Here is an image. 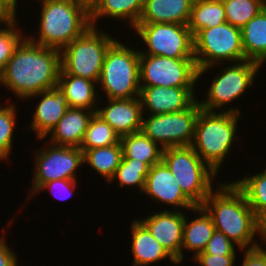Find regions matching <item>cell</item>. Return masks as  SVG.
Masks as SVG:
<instances>
[{
	"label": "cell",
	"mask_w": 266,
	"mask_h": 266,
	"mask_svg": "<svg viewBox=\"0 0 266 266\" xmlns=\"http://www.w3.org/2000/svg\"><path fill=\"white\" fill-rule=\"evenodd\" d=\"M191 211L196 212L199 216L189 222L187 221V216L185 217L181 248V262L184 260L183 251L185 249L192 251L194 255L193 257L200 252H203L208 241L212 238L213 233L216 230L211 216L202 206H196Z\"/></svg>",
	"instance_id": "cell-22"
},
{
	"label": "cell",
	"mask_w": 266,
	"mask_h": 266,
	"mask_svg": "<svg viewBox=\"0 0 266 266\" xmlns=\"http://www.w3.org/2000/svg\"><path fill=\"white\" fill-rule=\"evenodd\" d=\"M242 47L245 60L259 63L266 62V11L250 19L241 29Z\"/></svg>",
	"instance_id": "cell-24"
},
{
	"label": "cell",
	"mask_w": 266,
	"mask_h": 266,
	"mask_svg": "<svg viewBox=\"0 0 266 266\" xmlns=\"http://www.w3.org/2000/svg\"><path fill=\"white\" fill-rule=\"evenodd\" d=\"M260 235L264 243H266V215L260 220Z\"/></svg>",
	"instance_id": "cell-41"
},
{
	"label": "cell",
	"mask_w": 266,
	"mask_h": 266,
	"mask_svg": "<svg viewBox=\"0 0 266 266\" xmlns=\"http://www.w3.org/2000/svg\"><path fill=\"white\" fill-rule=\"evenodd\" d=\"M227 22L222 0H194L187 24L193 37L204 28Z\"/></svg>",
	"instance_id": "cell-28"
},
{
	"label": "cell",
	"mask_w": 266,
	"mask_h": 266,
	"mask_svg": "<svg viewBox=\"0 0 266 266\" xmlns=\"http://www.w3.org/2000/svg\"><path fill=\"white\" fill-rule=\"evenodd\" d=\"M120 142L119 135L98 114L90 119L81 142V149L108 147Z\"/></svg>",
	"instance_id": "cell-31"
},
{
	"label": "cell",
	"mask_w": 266,
	"mask_h": 266,
	"mask_svg": "<svg viewBox=\"0 0 266 266\" xmlns=\"http://www.w3.org/2000/svg\"><path fill=\"white\" fill-rule=\"evenodd\" d=\"M42 97L40 102L36 104L29 129L36 133L37 138L42 140L50 130L58 123L69 108L66 94L59 86L32 95L33 97ZM32 97V98H31Z\"/></svg>",
	"instance_id": "cell-18"
},
{
	"label": "cell",
	"mask_w": 266,
	"mask_h": 266,
	"mask_svg": "<svg viewBox=\"0 0 266 266\" xmlns=\"http://www.w3.org/2000/svg\"><path fill=\"white\" fill-rule=\"evenodd\" d=\"M237 255H211L204 251L197 254L193 259L200 266H234Z\"/></svg>",
	"instance_id": "cell-37"
},
{
	"label": "cell",
	"mask_w": 266,
	"mask_h": 266,
	"mask_svg": "<svg viewBox=\"0 0 266 266\" xmlns=\"http://www.w3.org/2000/svg\"><path fill=\"white\" fill-rule=\"evenodd\" d=\"M150 167L136 159H122L111 181H119L120 187H137L141 192L144 189Z\"/></svg>",
	"instance_id": "cell-33"
},
{
	"label": "cell",
	"mask_w": 266,
	"mask_h": 266,
	"mask_svg": "<svg viewBox=\"0 0 266 266\" xmlns=\"http://www.w3.org/2000/svg\"><path fill=\"white\" fill-rule=\"evenodd\" d=\"M223 67V70L214 76L206 94L207 99L199 102L204 110L217 111L239 99L253 85L261 65L251 60H243L235 62L233 66Z\"/></svg>",
	"instance_id": "cell-12"
},
{
	"label": "cell",
	"mask_w": 266,
	"mask_h": 266,
	"mask_svg": "<svg viewBox=\"0 0 266 266\" xmlns=\"http://www.w3.org/2000/svg\"><path fill=\"white\" fill-rule=\"evenodd\" d=\"M60 70L61 50L38 45L26 37L0 74V86L27 100L58 86Z\"/></svg>",
	"instance_id": "cell-1"
},
{
	"label": "cell",
	"mask_w": 266,
	"mask_h": 266,
	"mask_svg": "<svg viewBox=\"0 0 266 266\" xmlns=\"http://www.w3.org/2000/svg\"><path fill=\"white\" fill-rule=\"evenodd\" d=\"M50 146L39 148L35 155L33 184L29 193L31 198L49 181L77 180L75 170L84 164L83 151L80 147L57 146L51 143Z\"/></svg>",
	"instance_id": "cell-13"
},
{
	"label": "cell",
	"mask_w": 266,
	"mask_h": 266,
	"mask_svg": "<svg viewBox=\"0 0 266 266\" xmlns=\"http://www.w3.org/2000/svg\"><path fill=\"white\" fill-rule=\"evenodd\" d=\"M214 192L201 206L211 216L216 231L225 234L240 251L259 247L254 237L260 235V220L244 193L234 182L221 183Z\"/></svg>",
	"instance_id": "cell-2"
},
{
	"label": "cell",
	"mask_w": 266,
	"mask_h": 266,
	"mask_svg": "<svg viewBox=\"0 0 266 266\" xmlns=\"http://www.w3.org/2000/svg\"><path fill=\"white\" fill-rule=\"evenodd\" d=\"M234 244L225 234L215 230L204 252L211 255H236L237 245Z\"/></svg>",
	"instance_id": "cell-35"
},
{
	"label": "cell",
	"mask_w": 266,
	"mask_h": 266,
	"mask_svg": "<svg viewBox=\"0 0 266 266\" xmlns=\"http://www.w3.org/2000/svg\"><path fill=\"white\" fill-rule=\"evenodd\" d=\"M240 113L230 107L220 113L201 109L198 115L190 146L216 173L235 142Z\"/></svg>",
	"instance_id": "cell-4"
},
{
	"label": "cell",
	"mask_w": 266,
	"mask_h": 266,
	"mask_svg": "<svg viewBox=\"0 0 266 266\" xmlns=\"http://www.w3.org/2000/svg\"><path fill=\"white\" fill-rule=\"evenodd\" d=\"M133 266H146L154 262L169 259L173 264H179L166 249L152 236L148 229L135 219L131 224Z\"/></svg>",
	"instance_id": "cell-20"
},
{
	"label": "cell",
	"mask_w": 266,
	"mask_h": 266,
	"mask_svg": "<svg viewBox=\"0 0 266 266\" xmlns=\"http://www.w3.org/2000/svg\"><path fill=\"white\" fill-rule=\"evenodd\" d=\"M18 0H0V11L3 13H16Z\"/></svg>",
	"instance_id": "cell-40"
},
{
	"label": "cell",
	"mask_w": 266,
	"mask_h": 266,
	"mask_svg": "<svg viewBox=\"0 0 266 266\" xmlns=\"http://www.w3.org/2000/svg\"><path fill=\"white\" fill-rule=\"evenodd\" d=\"M107 100V106L97 108L96 114L107 122L119 137L141 131L144 112L140 97Z\"/></svg>",
	"instance_id": "cell-17"
},
{
	"label": "cell",
	"mask_w": 266,
	"mask_h": 266,
	"mask_svg": "<svg viewBox=\"0 0 266 266\" xmlns=\"http://www.w3.org/2000/svg\"><path fill=\"white\" fill-rule=\"evenodd\" d=\"M96 111L69 107L64 116L43 139L51 134L49 141L53 142V145L80 147L89 121Z\"/></svg>",
	"instance_id": "cell-19"
},
{
	"label": "cell",
	"mask_w": 266,
	"mask_h": 266,
	"mask_svg": "<svg viewBox=\"0 0 266 266\" xmlns=\"http://www.w3.org/2000/svg\"><path fill=\"white\" fill-rule=\"evenodd\" d=\"M263 9L266 11V0L263 1Z\"/></svg>",
	"instance_id": "cell-43"
},
{
	"label": "cell",
	"mask_w": 266,
	"mask_h": 266,
	"mask_svg": "<svg viewBox=\"0 0 266 266\" xmlns=\"http://www.w3.org/2000/svg\"><path fill=\"white\" fill-rule=\"evenodd\" d=\"M228 23L242 29L263 9L262 0H222Z\"/></svg>",
	"instance_id": "cell-32"
},
{
	"label": "cell",
	"mask_w": 266,
	"mask_h": 266,
	"mask_svg": "<svg viewBox=\"0 0 266 266\" xmlns=\"http://www.w3.org/2000/svg\"><path fill=\"white\" fill-rule=\"evenodd\" d=\"M6 242L5 236L0 235V266H17V255Z\"/></svg>",
	"instance_id": "cell-39"
},
{
	"label": "cell",
	"mask_w": 266,
	"mask_h": 266,
	"mask_svg": "<svg viewBox=\"0 0 266 266\" xmlns=\"http://www.w3.org/2000/svg\"><path fill=\"white\" fill-rule=\"evenodd\" d=\"M78 183L77 180H69V179H59V180H53L49 181L45 184H43L37 191L41 192L44 191V189H49V192H51L52 196L55 197V199L59 200H67V198L71 197V195L74 193L73 191L76 189ZM57 188V189H56ZM59 190L58 192H56ZM61 192H65L61 195Z\"/></svg>",
	"instance_id": "cell-36"
},
{
	"label": "cell",
	"mask_w": 266,
	"mask_h": 266,
	"mask_svg": "<svg viewBox=\"0 0 266 266\" xmlns=\"http://www.w3.org/2000/svg\"><path fill=\"white\" fill-rule=\"evenodd\" d=\"M194 0H144L138 23H176L187 25Z\"/></svg>",
	"instance_id": "cell-21"
},
{
	"label": "cell",
	"mask_w": 266,
	"mask_h": 266,
	"mask_svg": "<svg viewBox=\"0 0 266 266\" xmlns=\"http://www.w3.org/2000/svg\"><path fill=\"white\" fill-rule=\"evenodd\" d=\"M123 148L122 159H136L150 168L162 161L163 148L147 137L142 131L120 137Z\"/></svg>",
	"instance_id": "cell-26"
},
{
	"label": "cell",
	"mask_w": 266,
	"mask_h": 266,
	"mask_svg": "<svg viewBox=\"0 0 266 266\" xmlns=\"http://www.w3.org/2000/svg\"><path fill=\"white\" fill-rule=\"evenodd\" d=\"M97 82L79 76L59 74L58 86L66 94L69 107L97 110Z\"/></svg>",
	"instance_id": "cell-23"
},
{
	"label": "cell",
	"mask_w": 266,
	"mask_h": 266,
	"mask_svg": "<svg viewBox=\"0 0 266 266\" xmlns=\"http://www.w3.org/2000/svg\"><path fill=\"white\" fill-rule=\"evenodd\" d=\"M42 4L38 45L62 50L90 26V11L77 0H39Z\"/></svg>",
	"instance_id": "cell-3"
},
{
	"label": "cell",
	"mask_w": 266,
	"mask_h": 266,
	"mask_svg": "<svg viewBox=\"0 0 266 266\" xmlns=\"http://www.w3.org/2000/svg\"><path fill=\"white\" fill-rule=\"evenodd\" d=\"M97 29L90 26L61 50L59 74L79 76L98 83L106 51L115 38Z\"/></svg>",
	"instance_id": "cell-7"
},
{
	"label": "cell",
	"mask_w": 266,
	"mask_h": 266,
	"mask_svg": "<svg viewBox=\"0 0 266 266\" xmlns=\"http://www.w3.org/2000/svg\"><path fill=\"white\" fill-rule=\"evenodd\" d=\"M107 99L137 98L140 95L139 50L117 39L106 51L98 83Z\"/></svg>",
	"instance_id": "cell-5"
},
{
	"label": "cell",
	"mask_w": 266,
	"mask_h": 266,
	"mask_svg": "<svg viewBox=\"0 0 266 266\" xmlns=\"http://www.w3.org/2000/svg\"><path fill=\"white\" fill-rule=\"evenodd\" d=\"M142 192L150 196L154 201L173 205V211L180 207L181 210H183L182 208L192 210L196 207L183 193L176 178L162 161L150 168Z\"/></svg>",
	"instance_id": "cell-15"
},
{
	"label": "cell",
	"mask_w": 266,
	"mask_h": 266,
	"mask_svg": "<svg viewBox=\"0 0 266 266\" xmlns=\"http://www.w3.org/2000/svg\"><path fill=\"white\" fill-rule=\"evenodd\" d=\"M233 182L244 193L248 205L261 220L266 215V169Z\"/></svg>",
	"instance_id": "cell-29"
},
{
	"label": "cell",
	"mask_w": 266,
	"mask_h": 266,
	"mask_svg": "<svg viewBox=\"0 0 266 266\" xmlns=\"http://www.w3.org/2000/svg\"><path fill=\"white\" fill-rule=\"evenodd\" d=\"M144 7V0H99L90 10L91 26L97 27L101 17L126 19L133 27L138 24Z\"/></svg>",
	"instance_id": "cell-25"
},
{
	"label": "cell",
	"mask_w": 266,
	"mask_h": 266,
	"mask_svg": "<svg viewBox=\"0 0 266 266\" xmlns=\"http://www.w3.org/2000/svg\"><path fill=\"white\" fill-rule=\"evenodd\" d=\"M139 63L140 87H195L198 84L195 59L139 54Z\"/></svg>",
	"instance_id": "cell-11"
},
{
	"label": "cell",
	"mask_w": 266,
	"mask_h": 266,
	"mask_svg": "<svg viewBox=\"0 0 266 266\" xmlns=\"http://www.w3.org/2000/svg\"><path fill=\"white\" fill-rule=\"evenodd\" d=\"M133 29L147 46V52L139 51V54L195 59L193 35L187 25L138 23Z\"/></svg>",
	"instance_id": "cell-9"
},
{
	"label": "cell",
	"mask_w": 266,
	"mask_h": 266,
	"mask_svg": "<svg viewBox=\"0 0 266 266\" xmlns=\"http://www.w3.org/2000/svg\"><path fill=\"white\" fill-rule=\"evenodd\" d=\"M184 220L185 215L181 210L171 212L169 209H165L139 221L166 251L181 264Z\"/></svg>",
	"instance_id": "cell-14"
},
{
	"label": "cell",
	"mask_w": 266,
	"mask_h": 266,
	"mask_svg": "<svg viewBox=\"0 0 266 266\" xmlns=\"http://www.w3.org/2000/svg\"><path fill=\"white\" fill-rule=\"evenodd\" d=\"M201 109L196 100L186 110L143 117L141 131L163 149L190 146Z\"/></svg>",
	"instance_id": "cell-10"
},
{
	"label": "cell",
	"mask_w": 266,
	"mask_h": 266,
	"mask_svg": "<svg viewBox=\"0 0 266 266\" xmlns=\"http://www.w3.org/2000/svg\"><path fill=\"white\" fill-rule=\"evenodd\" d=\"M193 41L198 78L220 62H232L233 65V62L245 60L241 29L228 22L200 30Z\"/></svg>",
	"instance_id": "cell-8"
},
{
	"label": "cell",
	"mask_w": 266,
	"mask_h": 266,
	"mask_svg": "<svg viewBox=\"0 0 266 266\" xmlns=\"http://www.w3.org/2000/svg\"><path fill=\"white\" fill-rule=\"evenodd\" d=\"M17 13H2L0 15V24L5 27L0 28V74L3 72L9 59L15 52V49L26 38L22 35L16 19ZM4 28V29H3Z\"/></svg>",
	"instance_id": "cell-30"
},
{
	"label": "cell",
	"mask_w": 266,
	"mask_h": 266,
	"mask_svg": "<svg viewBox=\"0 0 266 266\" xmlns=\"http://www.w3.org/2000/svg\"><path fill=\"white\" fill-rule=\"evenodd\" d=\"M162 162L176 178L183 193L196 206H201L214 190L212 181L217 177V173L191 146L163 149Z\"/></svg>",
	"instance_id": "cell-6"
},
{
	"label": "cell",
	"mask_w": 266,
	"mask_h": 266,
	"mask_svg": "<svg viewBox=\"0 0 266 266\" xmlns=\"http://www.w3.org/2000/svg\"><path fill=\"white\" fill-rule=\"evenodd\" d=\"M194 87H140L142 111L151 115L179 112L189 108L197 99Z\"/></svg>",
	"instance_id": "cell-16"
},
{
	"label": "cell",
	"mask_w": 266,
	"mask_h": 266,
	"mask_svg": "<svg viewBox=\"0 0 266 266\" xmlns=\"http://www.w3.org/2000/svg\"><path fill=\"white\" fill-rule=\"evenodd\" d=\"M83 163L90 165L93 170L98 172L109 183L120 165L123 157V148L121 142L94 149H82Z\"/></svg>",
	"instance_id": "cell-27"
},
{
	"label": "cell",
	"mask_w": 266,
	"mask_h": 266,
	"mask_svg": "<svg viewBox=\"0 0 266 266\" xmlns=\"http://www.w3.org/2000/svg\"><path fill=\"white\" fill-rule=\"evenodd\" d=\"M77 1L80 4L84 5L90 11L99 0H77Z\"/></svg>",
	"instance_id": "cell-42"
},
{
	"label": "cell",
	"mask_w": 266,
	"mask_h": 266,
	"mask_svg": "<svg viewBox=\"0 0 266 266\" xmlns=\"http://www.w3.org/2000/svg\"><path fill=\"white\" fill-rule=\"evenodd\" d=\"M16 104L0 107V160H6L11 154L14 129H16Z\"/></svg>",
	"instance_id": "cell-34"
},
{
	"label": "cell",
	"mask_w": 266,
	"mask_h": 266,
	"mask_svg": "<svg viewBox=\"0 0 266 266\" xmlns=\"http://www.w3.org/2000/svg\"><path fill=\"white\" fill-rule=\"evenodd\" d=\"M266 247H259L253 249H245L243 261L241 266H266Z\"/></svg>",
	"instance_id": "cell-38"
}]
</instances>
